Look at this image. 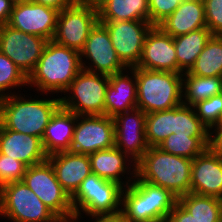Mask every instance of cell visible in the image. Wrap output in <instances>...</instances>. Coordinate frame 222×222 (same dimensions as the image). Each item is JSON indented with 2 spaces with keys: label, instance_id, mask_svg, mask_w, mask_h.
<instances>
[{
  "label": "cell",
  "instance_id": "cell-1",
  "mask_svg": "<svg viewBox=\"0 0 222 222\" xmlns=\"http://www.w3.org/2000/svg\"><path fill=\"white\" fill-rule=\"evenodd\" d=\"M81 70L79 51L49 40L28 76V87H36L37 94L41 92L42 96H48V93L62 96Z\"/></svg>",
  "mask_w": 222,
  "mask_h": 222
},
{
  "label": "cell",
  "instance_id": "cell-2",
  "mask_svg": "<svg viewBox=\"0 0 222 222\" xmlns=\"http://www.w3.org/2000/svg\"><path fill=\"white\" fill-rule=\"evenodd\" d=\"M22 95L15 93L0 99V126L41 139L51 117L61 107L60 97Z\"/></svg>",
  "mask_w": 222,
  "mask_h": 222
},
{
  "label": "cell",
  "instance_id": "cell-3",
  "mask_svg": "<svg viewBox=\"0 0 222 222\" xmlns=\"http://www.w3.org/2000/svg\"><path fill=\"white\" fill-rule=\"evenodd\" d=\"M192 159L149 147L136 163V176L169 190L177 198L190 192Z\"/></svg>",
  "mask_w": 222,
  "mask_h": 222
},
{
  "label": "cell",
  "instance_id": "cell-4",
  "mask_svg": "<svg viewBox=\"0 0 222 222\" xmlns=\"http://www.w3.org/2000/svg\"><path fill=\"white\" fill-rule=\"evenodd\" d=\"M178 198L169 190L135 180L123 188L121 210L129 222H164Z\"/></svg>",
  "mask_w": 222,
  "mask_h": 222
},
{
  "label": "cell",
  "instance_id": "cell-5",
  "mask_svg": "<svg viewBox=\"0 0 222 222\" xmlns=\"http://www.w3.org/2000/svg\"><path fill=\"white\" fill-rule=\"evenodd\" d=\"M137 82V108L152 113L183 103V74L134 67Z\"/></svg>",
  "mask_w": 222,
  "mask_h": 222
},
{
  "label": "cell",
  "instance_id": "cell-6",
  "mask_svg": "<svg viewBox=\"0 0 222 222\" xmlns=\"http://www.w3.org/2000/svg\"><path fill=\"white\" fill-rule=\"evenodd\" d=\"M108 84L109 75L82 69L60 97L61 107L76 115H105Z\"/></svg>",
  "mask_w": 222,
  "mask_h": 222
},
{
  "label": "cell",
  "instance_id": "cell-7",
  "mask_svg": "<svg viewBox=\"0 0 222 222\" xmlns=\"http://www.w3.org/2000/svg\"><path fill=\"white\" fill-rule=\"evenodd\" d=\"M123 187L91 173L71 196L74 213L93 217L121 210ZM83 212V213H81Z\"/></svg>",
  "mask_w": 222,
  "mask_h": 222
},
{
  "label": "cell",
  "instance_id": "cell-8",
  "mask_svg": "<svg viewBox=\"0 0 222 222\" xmlns=\"http://www.w3.org/2000/svg\"><path fill=\"white\" fill-rule=\"evenodd\" d=\"M13 222H51L56 215L23 181L0 187V217Z\"/></svg>",
  "mask_w": 222,
  "mask_h": 222
},
{
  "label": "cell",
  "instance_id": "cell-9",
  "mask_svg": "<svg viewBox=\"0 0 222 222\" xmlns=\"http://www.w3.org/2000/svg\"><path fill=\"white\" fill-rule=\"evenodd\" d=\"M98 22L97 7L77 0L59 11L53 41L59 45L81 51L91 29Z\"/></svg>",
  "mask_w": 222,
  "mask_h": 222
},
{
  "label": "cell",
  "instance_id": "cell-10",
  "mask_svg": "<svg viewBox=\"0 0 222 222\" xmlns=\"http://www.w3.org/2000/svg\"><path fill=\"white\" fill-rule=\"evenodd\" d=\"M22 181L56 216L74 212L71 197L58 182L48 160L27 167Z\"/></svg>",
  "mask_w": 222,
  "mask_h": 222
},
{
  "label": "cell",
  "instance_id": "cell-11",
  "mask_svg": "<svg viewBox=\"0 0 222 222\" xmlns=\"http://www.w3.org/2000/svg\"><path fill=\"white\" fill-rule=\"evenodd\" d=\"M49 40L0 24V52L28 76L35 69Z\"/></svg>",
  "mask_w": 222,
  "mask_h": 222
},
{
  "label": "cell",
  "instance_id": "cell-12",
  "mask_svg": "<svg viewBox=\"0 0 222 222\" xmlns=\"http://www.w3.org/2000/svg\"><path fill=\"white\" fill-rule=\"evenodd\" d=\"M80 61L82 69L92 73L112 75L127 68L118 58L107 28L100 22L91 29L80 51Z\"/></svg>",
  "mask_w": 222,
  "mask_h": 222
},
{
  "label": "cell",
  "instance_id": "cell-13",
  "mask_svg": "<svg viewBox=\"0 0 222 222\" xmlns=\"http://www.w3.org/2000/svg\"><path fill=\"white\" fill-rule=\"evenodd\" d=\"M114 120L106 115H76L70 151L84 155L115 146Z\"/></svg>",
  "mask_w": 222,
  "mask_h": 222
},
{
  "label": "cell",
  "instance_id": "cell-14",
  "mask_svg": "<svg viewBox=\"0 0 222 222\" xmlns=\"http://www.w3.org/2000/svg\"><path fill=\"white\" fill-rule=\"evenodd\" d=\"M108 30L118 58L127 67H136L141 59L146 35L153 27L150 22L98 21Z\"/></svg>",
  "mask_w": 222,
  "mask_h": 222
},
{
  "label": "cell",
  "instance_id": "cell-15",
  "mask_svg": "<svg viewBox=\"0 0 222 222\" xmlns=\"http://www.w3.org/2000/svg\"><path fill=\"white\" fill-rule=\"evenodd\" d=\"M58 14L59 10L32 1L15 2L6 24L24 33L52 40Z\"/></svg>",
  "mask_w": 222,
  "mask_h": 222
},
{
  "label": "cell",
  "instance_id": "cell-16",
  "mask_svg": "<svg viewBox=\"0 0 222 222\" xmlns=\"http://www.w3.org/2000/svg\"><path fill=\"white\" fill-rule=\"evenodd\" d=\"M115 147L137 163L149 149L146 141V113L139 108L114 118Z\"/></svg>",
  "mask_w": 222,
  "mask_h": 222
},
{
  "label": "cell",
  "instance_id": "cell-17",
  "mask_svg": "<svg viewBox=\"0 0 222 222\" xmlns=\"http://www.w3.org/2000/svg\"><path fill=\"white\" fill-rule=\"evenodd\" d=\"M136 67L178 73L173 37L159 26H153L146 35L142 56Z\"/></svg>",
  "mask_w": 222,
  "mask_h": 222
},
{
  "label": "cell",
  "instance_id": "cell-18",
  "mask_svg": "<svg viewBox=\"0 0 222 222\" xmlns=\"http://www.w3.org/2000/svg\"><path fill=\"white\" fill-rule=\"evenodd\" d=\"M89 160L91 172L100 178L116 182L123 188L135 180L136 163L115 146L93 152L89 155Z\"/></svg>",
  "mask_w": 222,
  "mask_h": 222
},
{
  "label": "cell",
  "instance_id": "cell-19",
  "mask_svg": "<svg viewBox=\"0 0 222 222\" xmlns=\"http://www.w3.org/2000/svg\"><path fill=\"white\" fill-rule=\"evenodd\" d=\"M190 192L222 199V158L210 148L193 159Z\"/></svg>",
  "mask_w": 222,
  "mask_h": 222
},
{
  "label": "cell",
  "instance_id": "cell-20",
  "mask_svg": "<svg viewBox=\"0 0 222 222\" xmlns=\"http://www.w3.org/2000/svg\"><path fill=\"white\" fill-rule=\"evenodd\" d=\"M135 108H137V82L134 67L109 75L105 95V115L114 118Z\"/></svg>",
  "mask_w": 222,
  "mask_h": 222
},
{
  "label": "cell",
  "instance_id": "cell-21",
  "mask_svg": "<svg viewBox=\"0 0 222 222\" xmlns=\"http://www.w3.org/2000/svg\"><path fill=\"white\" fill-rule=\"evenodd\" d=\"M47 160L51 163L58 182L70 197L92 173L89 155L65 151L47 156Z\"/></svg>",
  "mask_w": 222,
  "mask_h": 222
},
{
  "label": "cell",
  "instance_id": "cell-22",
  "mask_svg": "<svg viewBox=\"0 0 222 222\" xmlns=\"http://www.w3.org/2000/svg\"><path fill=\"white\" fill-rule=\"evenodd\" d=\"M0 153L21 161L27 167L47 160L39 137L18 133L1 126Z\"/></svg>",
  "mask_w": 222,
  "mask_h": 222
},
{
  "label": "cell",
  "instance_id": "cell-23",
  "mask_svg": "<svg viewBox=\"0 0 222 222\" xmlns=\"http://www.w3.org/2000/svg\"><path fill=\"white\" fill-rule=\"evenodd\" d=\"M76 114L60 107L51 117L41 138L47 156L70 151L73 140Z\"/></svg>",
  "mask_w": 222,
  "mask_h": 222
},
{
  "label": "cell",
  "instance_id": "cell-24",
  "mask_svg": "<svg viewBox=\"0 0 222 222\" xmlns=\"http://www.w3.org/2000/svg\"><path fill=\"white\" fill-rule=\"evenodd\" d=\"M158 26L173 38L193 30L207 28L203 0H183Z\"/></svg>",
  "mask_w": 222,
  "mask_h": 222
},
{
  "label": "cell",
  "instance_id": "cell-25",
  "mask_svg": "<svg viewBox=\"0 0 222 222\" xmlns=\"http://www.w3.org/2000/svg\"><path fill=\"white\" fill-rule=\"evenodd\" d=\"M97 11L98 21L149 22V0H104Z\"/></svg>",
  "mask_w": 222,
  "mask_h": 222
},
{
  "label": "cell",
  "instance_id": "cell-26",
  "mask_svg": "<svg viewBox=\"0 0 222 222\" xmlns=\"http://www.w3.org/2000/svg\"><path fill=\"white\" fill-rule=\"evenodd\" d=\"M211 36L212 33L207 28H201L173 38L178 73L183 74L191 69Z\"/></svg>",
  "mask_w": 222,
  "mask_h": 222
},
{
  "label": "cell",
  "instance_id": "cell-27",
  "mask_svg": "<svg viewBox=\"0 0 222 222\" xmlns=\"http://www.w3.org/2000/svg\"><path fill=\"white\" fill-rule=\"evenodd\" d=\"M222 91V77L195 76L188 72L183 73V103L193 106L201 100H206Z\"/></svg>",
  "mask_w": 222,
  "mask_h": 222
},
{
  "label": "cell",
  "instance_id": "cell-28",
  "mask_svg": "<svg viewBox=\"0 0 222 222\" xmlns=\"http://www.w3.org/2000/svg\"><path fill=\"white\" fill-rule=\"evenodd\" d=\"M178 202L197 222H222V199L189 192Z\"/></svg>",
  "mask_w": 222,
  "mask_h": 222
},
{
  "label": "cell",
  "instance_id": "cell-29",
  "mask_svg": "<svg viewBox=\"0 0 222 222\" xmlns=\"http://www.w3.org/2000/svg\"><path fill=\"white\" fill-rule=\"evenodd\" d=\"M188 73L201 77H222V36H211Z\"/></svg>",
  "mask_w": 222,
  "mask_h": 222
},
{
  "label": "cell",
  "instance_id": "cell-30",
  "mask_svg": "<svg viewBox=\"0 0 222 222\" xmlns=\"http://www.w3.org/2000/svg\"><path fill=\"white\" fill-rule=\"evenodd\" d=\"M158 148L166 153L193 160L209 148V137H191L172 133L158 145Z\"/></svg>",
  "mask_w": 222,
  "mask_h": 222
},
{
  "label": "cell",
  "instance_id": "cell-31",
  "mask_svg": "<svg viewBox=\"0 0 222 222\" xmlns=\"http://www.w3.org/2000/svg\"><path fill=\"white\" fill-rule=\"evenodd\" d=\"M174 133V108L146 114V141L149 147H158Z\"/></svg>",
  "mask_w": 222,
  "mask_h": 222
},
{
  "label": "cell",
  "instance_id": "cell-32",
  "mask_svg": "<svg viewBox=\"0 0 222 222\" xmlns=\"http://www.w3.org/2000/svg\"><path fill=\"white\" fill-rule=\"evenodd\" d=\"M174 133L191 137H209L210 130L197 117L193 106L182 103L174 108Z\"/></svg>",
  "mask_w": 222,
  "mask_h": 222
},
{
  "label": "cell",
  "instance_id": "cell-33",
  "mask_svg": "<svg viewBox=\"0 0 222 222\" xmlns=\"http://www.w3.org/2000/svg\"><path fill=\"white\" fill-rule=\"evenodd\" d=\"M22 86L23 88L28 86V78L9 57L0 52V99L19 93ZM14 88L15 90L21 88V90L16 92Z\"/></svg>",
  "mask_w": 222,
  "mask_h": 222
},
{
  "label": "cell",
  "instance_id": "cell-34",
  "mask_svg": "<svg viewBox=\"0 0 222 222\" xmlns=\"http://www.w3.org/2000/svg\"><path fill=\"white\" fill-rule=\"evenodd\" d=\"M197 117L211 130L222 123V95H214L193 105Z\"/></svg>",
  "mask_w": 222,
  "mask_h": 222
},
{
  "label": "cell",
  "instance_id": "cell-35",
  "mask_svg": "<svg viewBox=\"0 0 222 222\" xmlns=\"http://www.w3.org/2000/svg\"><path fill=\"white\" fill-rule=\"evenodd\" d=\"M27 166L21 161L0 153V187L22 181Z\"/></svg>",
  "mask_w": 222,
  "mask_h": 222
},
{
  "label": "cell",
  "instance_id": "cell-36",
  "mask_svg": "<svg viewBox=\"0 0 222 222\" xmlns=\"http://www.w3.org/2000/svg\"><path fill=\"white\" fill-rule=\"evenodd\" d=\"M183 0H149V22L158 26L171 15Z\"/></svg>",
  "mask_w": 222,
  "mask_h": 222
},
{
  "label": "cell",
  "instance_id": "cell-37",
  "mask_svg": "<svg viewBox=\"0 0 222 222\" xmlns=\"http://www.w3.org/2000/svg\"><path fill=\"white\" fill-rule=\"evenodd\" d=\"M207 29L222 36V0H203Z\"/></svg>",
  "mask_w": 222,
  "mask_h": 222
},
{
  "label": "cell",
  "instance_id": "cell-38",
  "mask_svg": "<svg viewBox=\"0 0 222 222\" xmlns=\"http://www.w3.org/2000/svg\"><path fill=\"white\" fill-rule=\"evenodd\" d=\"M164 222H197L178 201Z\"/></svg>",
  "mask_w": 222,
  "mask_h": 222
},
{
  "label": "cell",
  "instance_id": "cell-39",
  "mask_svg": "<svg viewBox=\"0 0 222 222\" xmlns=\"http://www.w3.org/2000/svg\"><path fill=\"white\" fill-rule=\"evenodd\" d=\"M209 148L222 158V123L210 130Z\"/></svg>",
  "mask_w": 222,
  "mask_h": 222
},
{
  "label": "cell",
  "instance_id": "cell-40",
  "mask_svg": "<svg viewBox=\"0 0 222 222\" xmlns=\"http://www.w3.org/2000/svg\"><path fill=\"white\" fill-rule=\"evenodd\" d=\"M91 219H93L94 222H129L122 210L114 213L96 215L91 217Z\"/></svg>",
  "mask_w": 222,
  "mask_h": 222
},
{
  "label": "cell",
  "instance_id": "cell-41",
  "mask_svg": "<svg viewBox=\"0 0 222 222\" xmlns=\"http://www.w3.org/2000/svg\"><path fill=\"white\" fill-rule=\"evenodd\" d=\"M29 1L46 5L61 11L64 8L74 4L77 0H29Z\"/></svg>",
  "mask_w": 222,
  "mask_h": 222
},
{
  "label": "cell",
  "instance_id": "cell-42",
  "mask_svg": "<svg viewBox=\"0 0 222 222\" xmlns=\"http://www.w3.org/2000/svg\"><path fill=\"white\" fill-rule=\"evenodd\" d=\"M14 3L13 0H0V24H6L9 21Z\"/></svg>",
  "mask_w": 222,
  "mask_h": 222
},
{
  "label": "cell",
  "instance_id": "cell-43",
  "mask_svg": "<svg viewBox=\"0 0 222 222\" xmlns=\"http://www.w3.org/2000/svg\"><path fill=\"white\" fill-rule=\"evenodd\" d=\"M83 218V215L78 213H71L65 216H56L51 222H80V219Z\"/></svg>",
  "mask_w": 222,
  "mask_h": 222
},
{
  "label": "cell",
  "instance_id": "cell-44",
  "mask_svg": "<svg viewBox=\"0 0 222 222\" xmlns=\"http://www.w3.org/2000/svg\"><path fill=\"white\" fill-rule=\"evenodd\" d=\"M85 3L91 4L97 7L104 0H83Z\"/></svg>",
  "mask_w": 222,
  "mask_h": 222
},
{
  "label": "cell",
  "instance_id": "cell-45",
  "mask_svg": "<svg viewBox=\"0 0 222 222\" xmlns=\"http://www.w3.org/2000/svg\"><path fill=\"white\" fill-rule=\"evenodd\" d=\"M14 2H23V1H29V0H13Z\"/></svg>",
  "mask_w": 222,
  "mask_h": 222
}]
</instances>
